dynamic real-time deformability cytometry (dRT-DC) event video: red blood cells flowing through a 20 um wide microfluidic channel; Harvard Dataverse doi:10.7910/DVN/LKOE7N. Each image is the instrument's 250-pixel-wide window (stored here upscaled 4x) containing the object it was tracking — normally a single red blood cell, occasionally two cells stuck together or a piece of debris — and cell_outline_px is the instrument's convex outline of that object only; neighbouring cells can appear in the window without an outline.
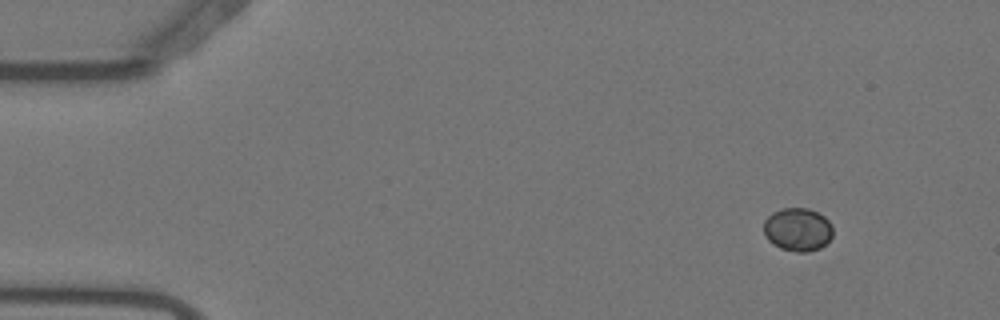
{"species": "Egyptian fruit bat (a non-hibernating species)", "species_latin": "Rousettus aegyptiacus", "temperature_condition": "warm", "stored_images_in_passage": 4, "camera_frame_rate_fps": 3000, "um_per_image_px": 0.085, "animal": {"sex": "female"}, "frame": {"image": 1, "passage_image": 1, "time_ms": 0.0, "image_size_px": [1000, 320], "cell_outline_px": [[832, 236], [820, 248], [808, 252], [796, 252], [780, 248], [768, 240], [764, 232], [764, 220], [772, 212], [784, 208], [808, 208], [824, 216], [832, 224]], "centroid_in_image_um": [67.8, 19.5], "position_along_channel_um": 17.2, "area_um2": 17.4}}